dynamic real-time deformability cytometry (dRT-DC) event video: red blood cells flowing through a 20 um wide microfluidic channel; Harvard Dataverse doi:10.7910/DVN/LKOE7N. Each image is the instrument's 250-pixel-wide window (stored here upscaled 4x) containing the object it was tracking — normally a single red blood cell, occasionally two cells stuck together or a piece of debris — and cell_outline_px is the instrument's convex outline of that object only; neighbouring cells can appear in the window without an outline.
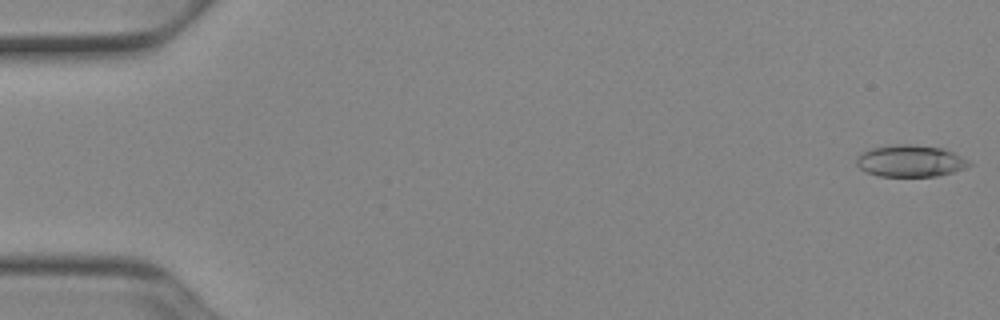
{"species": "Egyptian fruit bat (a non-hibernating species)", "species_latin": "Rousettus aegyptiacus", "temperature_condition": "cold", "stored_images_in_passage": 52, "camera_frame_rate_fps": 3000, "um_per_image_px": 0.085, "animal": {"sex": "female"}, "frame": {"image": 1, "passage_image": 1, "time_ms": 0.0, "image_size_px": [1000, 320], "cell_outline_px": [[972, 164], [964, 168], [952, 172], [936, 176], [880, 176], [864, 172], [856, 164], [856, 156], [860, 152], [872, 148], [896, 144], [912, 144], [944, 148], [968, 160]], "centroid_in_image_um": [77.33, 13.67], "position_along_channel_um": 7.7, "area_um2": 20.92}}
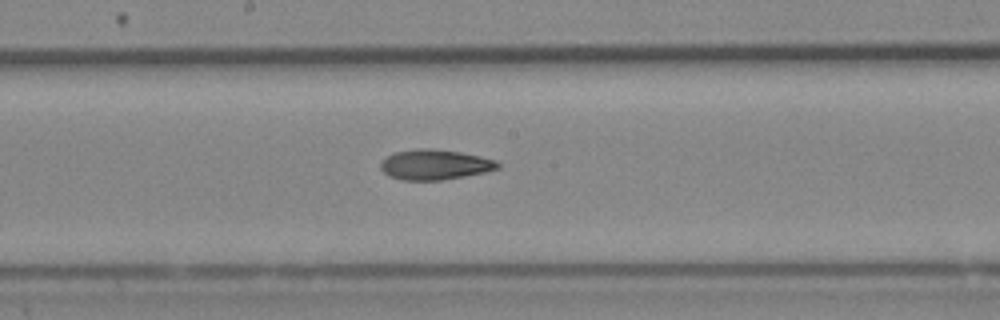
{"frame": {"image": 2, "passage_image": 28, "time_ms": 9.0, "image_size_px": [1000, 320], "cell_outline_px": [[500, 168], [484, 172], [464, 176], [440, 180], [400, 180], [388, 176], [380, 168], [380, 164], [388, 156], [396, 152], [416, 148], [428, 148], [460, 152], [480, 156], [496, 160], [500, 164]], "centroid_in_image_um": [36.96, 13.99], "position_along_channel_um": 211.2, "area_um2": 20.52}}
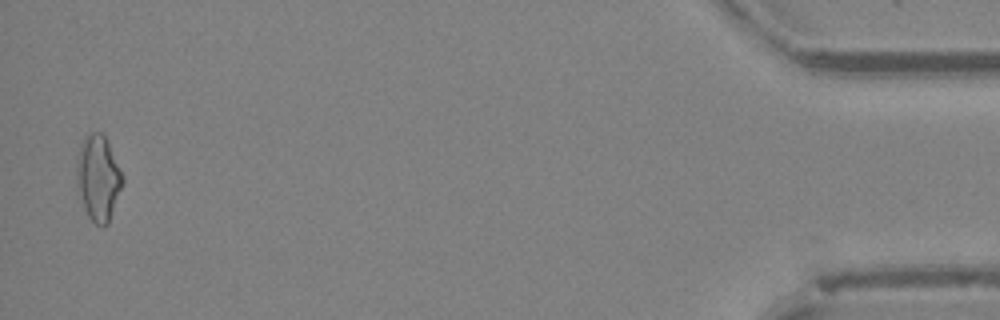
{"frame": {"image": 3, "passage_image": 51, "time_ms": 16.667, "image_size_px": [1000, 320], "cell_outline_px": [[124, 184], [108, 224], [104, 228], [96, 224], [88, 216], [76, 192], [76, 160], [80, 144], [84, 136], [88, 132], [100, 132], [104, 136], [124, 176]], "centroid_in_image_um": [8.33, 15.15], "position_along_channel_um": 426.9, "area_um2": 23.41}, "authors_computed_cell_mechanics": {"area_um2": 20.7213, "velocity_mm_per_s": 3.924, "shape_relaxation_time_tau1_ms": null, "shape_relaxation_time_tau2_ms": 4.0591, "deformation_change_tau1": null, "deformation_change_tau2": 0.1232}}